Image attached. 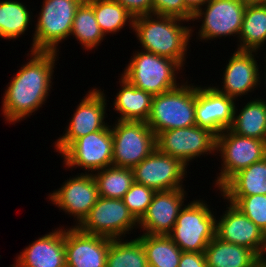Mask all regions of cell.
<instances>
[{
    "mask_svg": "<svg viewBox=\"0 0 266 267\" xmlns=\"http://www.w3.org/2000/svg\"><path fill=\"white\" fill-rule=\"evenodd\" d=\"M57 52L31 51L30 61L9 82L2 104V114L9 123L32 115L46 101L52 87Z\"/></svg>",
    "mask_w": 266,
    "mask_h": 267,
    "instance_id": "6da1fadb",
    "label": "cell"
},
{
    "mask_svg": "<svg viewBox=\"0 0 266 267\" xmlns=\"http://www.w3.org/2000/svg\"><path fill=\"white\" fill-rule=\"evenodd\" d=\"M154 16V18H153ZM185 19L149 14L134 18L133 31L142 45V50L177 61L184 66L187 45L192 29L181 26Z\"/></svg>",
    "mask_w": 266,
    "mask_h": 267,
    "instance_id": "7a4b0ae2",
    "label": "cell"
},
{
    "mask_svg": "<svg viewBox=\"0 0 266 267\" xmlns=\"http://www.w3.org/2000/svg\"><path fill=\"white\" fill-rule=\"evenodd\" d=\"M185 84L153 96L146 124L155 135L175 128L196 125L195 85Z\"/></svg>",
    "mask_w": 266,
    "mask_h": 267,
    "instance_id": "3957f363",
    "label": "cell"
},
{
    "mask_svg": "<svg viewBox=\"0 0 266 267\" xmlns=\"http://www.w3.org/2000/svg\"><path fill=\"white\" fill-rule=\"evenodd\" d=\"M129 62L121 75L152 96L179 86L175 74L182 66L177 61L142 50L135 53Z\"/></svg>",
    "mask_w": 266,
    "mask_h": 267,
    "instance_id": "277c9868",
    "label": "cell"
},
{
    "mask_svg": "<svg viewBox=\"0 0 266 267\" xmlns=\"http://www.w3.org/2000/svg\"><path fill=\"white\" fill-rule=\"evenodd\" d=\"M183 252H204L216 236V217L202 200H194L179 212L168 235Z\"/></svg>",
    "mask_w": 266,
    "mask_h": 267,
    "instance_id": "5b68a950",
    "label": "cell"
},
{
    "mask_svg": "<svg viewBox=\"0 0 266 267\" xmlns=\"http://www.w3.org/2000/svg\"><path fill=\"white\" fill-rule=\"evenodd\" d=\"M83 1L44 0L31 51L58 52V43L70 36L76 10Z\"/></svg>",
    "mask_w": 266,
    "mask_h": 267,
    "instance_id": "8992f818",
    "label": "cell"
},
{
    "mask_svg": "<svg viewBox=\"0 0 266 267\" xmlns=\"http://www.w3.org/2000/svg\"><path fill=\"white\" fill-rule=\"evenodd\" d=\"M111 127L112 166L133 168L156 149V135L145 121L118 120Z\"/></svg>",
    "mask_w": 266,
    "mask_h": 267,
    "instance_id": "52a82bcc",
    "label": "cell"
},
{
    "mask_svg": "<svg viewBox=\"0 0 266 267\" xmlns=\"http://www.w3.org/2000/svg\"><path fill=\"white\" fill-rule=\"evenodd\" d=\"M222 167L216 179L220 190L235 174L266 157V141L233 133L230 129L216 135V152Z\"/></svg>",
    "mask_w": 266,
    "mask_h": 267,
    "instance_id": "ba28073f",
    "label": "cell"
},
{
    "mask_svg": "<svg viewBox=\"0 0 266 267\" xmlns=\"http://www.w3.org/2000/svg\"><path fill=\"white\" fill-rule=\"evenodd\" d=\"M156 148L188 166L192 159L216 151V134L197 125L175 128L156 135Z\"/></svg>",
    "mask_w": 266,
    "mask_h": 267,
    "instance_id": "9c48e42d",
    "label": "cell"
},
{
    "mask_svg": "<svg viewBox=\"0 0 266 267\" xmlns=\"http://www.w3.org/2000/svg\"><path fill=\"white\" fill-rule=\"evenodd\" d=\"M134 225H138V220L122 199L99 197L89 214L77 227L88 234L119 239L133 230Z\"/></svg>",
    "mask_w": 266,
    "mask_h": 267,
    "instance_id": "30bf717a",
    "label": "cell"
},
{
    "mask_svg": "<svg viewBox=\"0 0 266 267\" xmlns=\"http://www.w3.org/2000/svg\"><path fill=\"white\" fill-rule=\"evenodd\" d=\"M246 5L241 0H209L204 9L200 8L193 14V21L204 18L198 37L207 41L228 35H238L239 38Z\"/></svg>",
    "mask_w": 266,
    "mask_h": 267,
    "instance_id": "8fae6325",
    "label": "cell"
},
{
    "mask_svg": "<svg viewBox=\"0 0 266 267\" xmlns=\"http://www.w3.org/2000/svg\"><path fill=\"white\" fill-rule=\"evenodd\" d=\"M111 126L76 139L61 155L68 168L95 172L112 166L113 137Z\"/></svg>",
    "mask_w": 266,
    "mask_h": 267,
    "instance_id": "7c38bea8",
    "label": "cell"
},
{
    "mask_svg": "<svg viewBox=\"0 0 266 267\" xmlns=\"http://www.w3.org/2000/svg\"><path fill=\"white\" fill-rule=\"evenodd\" d=\"M187 166L179 159L160 152L157 148L132 168L134 182L158 191L184 188Z\"/></svg>",
    "mask_w": 266,
    "mask_h": 267,
    "instance_id": "4fadbf2b",
    "label": "cell"
},
{
    "mask_svg": "<svg viewBox=\"0 0 266 267\" xmlns=\"http://www.w3.org/2000/svg\"><path fill=\"white\" fill-rule=\"evenodd\" d=\"M105 101V94L101 89L89 90L77 106L64 135L55 142L56 152L62 154L76 139L108 126L104 121L107 104Z\"/></svg>",
    "mask_w": 266,
    "mask_h": 267,
    "instance_id": "5bb4252c",
    "label": "cell"
},
{
    "mask_svg": "<svg viewBox=\"0 0 266 267\" xmlns=\"http://www.w3.org/2000/svg\"><path fill=\"white\" fill-rule=\"evenodd\" d=\"M58 190L49 194V200L65 213L73 215L78 226L89 214L99 198L96 181L93 175L85 172L69 178Z\"/></svg>",
    "mask_w": 266,
    "mask_h": 267,
    "instance_id": "9a60e30c",
    "label": "cell"
},
{
    "mask_svg": "<svg viewBox=\"0 0 266 267\" xmlns=\"http://www.w3.org/2000/svg\"><path fill=\"white\" fill-rule=\"evenodd\" d=\"M234 100L213 86L195 87L196 125L208 128L216 135L229 129L233 122Z\"/></svg>",
    "mask_w": 266,
    "mask_h": 267,
    "instance_id": "2e32d148",
    "label": "cell"
},
{
    "mask_svg": "<svg viewBox=\"0 0 266 267\" xmlns=\"http://www.w3.org/2000/svg\"><path fill=\"white\" fill-rule=\"evenodd\" d=\"M69 229V230H68ZM112 238L88 234L77 226L65 230L67 267H106Z\"/></svg>",
    "mask_w": 266,
    "mask_h": 267,
    "instance_id": "e0dca14e",
    "label": "cell"
},
{
    "mask_svg": "<svg viewBox=\"0 0 266 267\" xmlns=\"http://www.w3.org/2000/svg\"><path fill=\"white\" fill-rule=\"evenodd\" d=\"M228 205L222 218L216 220V236L222 241L247 247L265 258L266 234L237 207Z\"/></svg>",
    "mask_w": 266,
    "mask_h": 267,
    "instance_id": "ac0fdd59",
    "label": "cell"
},
{
    "mask_svg": "<svg viewBox=\"0 0 266 267\" xmlns=\"http://www.w3.org/2000/svg\"><path fill=\"white\" fill-rule=\"evenodd\" d=\"M184 194V188L156 192L146 213L138 221L143 234L169 235L184 206Z\"/></svg>",
    "mask_w": 266,
    "mask_h": 267,
    "instance_id": "d6986e66",
    "label": "cell"
},
{
    "mask_svg": "<svg viewBox=\"0 0 266 267\" xmlns=\"http://www.w3.org/2000/svg\"><path fill=\"white\" fill-rule=\"evenodd\" d=\"M258 51L238 50L233 53L224 70L222 90L214 87L218 92L228 97H237L252 92L260 85L259 65L252 53ZM260 80V81H259ZM260 82V83H259ZM246 93V94H245Z\"/></svg>",
    "mask_w": 266,
    "mask_h": 267,
    "instance_id": "ffe728a7",
    "label": "cell"
},
{
    "mask_svg": "<svg viewBox=\"0 0 266 267\" xmlns=\"http://www.w3.org/2000/svg\"><path fill=\"white\" fill-rule=\"evenodd\" d=\"M12 267H67L65 229L39 237L18 255Z\"/></svg>",
    "mask_w": 266,
    "mask_h": 267,
    "instance_id": "44dd1931",
    "label": "cell"
},
{
    "mask_svg": "<svg viewBox=\"0 0 266 267\" xmlns=\"http://www.w3.org/2000/svg\"><path fill=\"white\" fill-rule=\"evenodd\" d=\"M207 267H255L260 257L251 249L215 236L204 251Z\"/></svg>",
    "mask_w": 266,
    "mask_h": 267,
    "instance_id": "7402d4cb",
    "label": "cell"
},
{
    "mask_svg": "<svg viewBox=\"0 0 266 267\" xmlns=\"http://www.w3.org/2000/svg\"><path fill=\"white\" fill-rule=\"evenodd\" d=\"M121 89L114 100V110L121 114L117 120L147 121L153 96L138 89L121 75Z\"/></svg>",
    "mask_w": 266,
    "mask_h": 267,
    "instance_id": "603a6c76",
    "label": "cell"
},
{
    "mask_svg": "<svg viewBox=\"0 0 266 267\" xmlns=\"http://www.w3.org/2000/svg\"><path fill=\"white\" fill-rule=\"evenodd\" d=\"M220 191L222 196L266 195V157L239 171Z\"/></svg>",
    "mask_w": 266,
    "mask_h": 267,
    "instance_id": "cb8c5ba5",
    "label": "cell"
},
{
    "mask_svg": "<svg viewBox=\"0 0 266 267\" xmlns=\"http://www.w3.org/2000/svg\"><path fill=\"white\" fill-rule=\"evenodd\" d=\"M266 100L255 99L245 104L241 111L234 107L233 122L229 128L240 136L266 141ZM238 115H237V113Z\"/></svg>",
    "mask_w": 266,
    "mask_h": 267,
    "instance_id": "d4e9b609",
    "label": "cell"
},
{
    "mask_svg": "<svg viewBox=\"0 0 266 267\" xmlns=\"http://www.w3.org/2000/svg\"><path fill=\"white\" fill-rule=\"evenodd\" d=\"M238 50L257 51L266 41V3H247Z\"/></svg>",
    "mask_w": 266,
    "mask_h": 267,
    "instance_id": "484cf974",
    "label": "cell"
},
{
    "mask_svg": "<svg viewBox=\"0 0 266 267\" xmlns=\"http://www.w3.org/2000/svg\"><path fill=\"white\" fill-rule=\"evenodd\" d=\"M142 242L148 262V267H179L182 250L168 235L138 236Z\"/></svg>",
    "mask_w": 266,
    "mask_h": 267,
    "instance_id": "4316f807",
    "label": "cell"
},
{
    "mask_svg": "<svg viewBox=\"0 0 266 267\" xmlns=\"http://www.w3.org/2000/svg\"><path fill=\"white\" fill-rule=\"evenodd\" d=\"M99 197L122 199L134 183L131 168L109 166L92 173Z\"/></svg>",
    "mask_w": 266,
    "mask_h": 267,
    "instance_id": "83f0119b",
    "label": "cell"
},
{
    "mask_svg": "<svg viewBox=\"0 0 266 267\" xmlns=\"http://www.w3.org/2000/svg\"><path fill=\"white\" fill-rule=\"evenodd\" d=\"M70 35H74L87 50L96 48L105 39L97 23L93 6L87 0L76 10Z\"/></svg>",
    "mask_w": 266,
    "mask_h": 267,
    "instance_id": "f1b7e54d",
    "label": "cell"
},
{
    "mask_svg": "<svg viewBox=\"0 0 266 267\" xmlns=\"http://www.w3.org/2000/svg\"><path fill=\"white\" fill-rule=\"evenodd\" d=\"M106 267H148L146 251L138 239H112L107 253Z\"/></svg>",
    "mask_w": 266,
    "mask_h": 267,
    "instance_id": "f546056e",
    "label": "cell"
},
{
    "mask_svg": "<svg viewBox=\"0 0 266 267\" xmlns=\"http://www.w3.org/2000/svg\"><path fill=\"white\" fill-rule=\"evenodd\" d=\"M92 6L97 23L104 34L120 31L127 23L133 28L134 17L116 0H87Z\"/></svg>",
    "mask_w": 266,
    "mask_h": 267,
    "instance_id": "4dcf8cb0",
    "label": "cell"
},
{
    "mask_svg": "<svg viewBox=\"0 0 266 267\" xmlns=\"http://www.w3.org/2000/svg\"><path fill=\"white\" fill-rule=\"evenodd\" d=\"M31 14L21 2L0 1V37L16 39L27 30Z\"/></svg>",
    "mask_w": 266,
    "mask_h": 267,
    "instance_id": "1f68e13d",
    "label": "cell"
},
{
    "mask_svg": "<svg viewBox=\"0 0 266 267\" xmlns=\"http://www.w3.org/2000/svg\"><path fill=\"white\" fill-rule=\"evenodd\" d=\"M266 234V195L223 196Z\"/></svg>",
    "mask_w": 266,
    "mask_h": 267,
    "instance_id": "d6a6232c",
    "label": "cell"
},
{
    "mask_svg": "<svg viewBox=\"0 0 266 267\" xmlns=\"http://www.w3.org/2000/svg\"><path fill=\"white\" fill-rule=\"evenodd\" d=\"M155 193V190L134 182L131 188L123 196L122 201L133 216L139 221L146 213Z\"/></svg>",
    "mask_w": 266,
    "mask_h": 267,
    "instance_id": "836d02e7",
    "label": "cell"
},
{
    "mask_svg": "<svg viewBox=\"0 0 266 267\" xmlns=\"http://www.w3.org/2000/svg\"><path fill=\"white\" fill-rule=\"evenodd\" d=\"M153 14L191 21L194 13L185 5L184 0H153Z\"/></svg>",
    "mask_w": 266,
    "mask_h": 267,
    "instance_id": "e575fe53",
    "label": "cell"
},
{
    "mask_svg": "<svg viewBox=\"0 0 266 267\" xmlns=\"http://www.w3.org/2000/svg\"><path fill=\"white\" fill-rule=\"evenodd\" d=\"M134 18L153 14V0H116Z\"/></svg>",
    "mask_w": 266,
    "mask_h": 267,
    "instance_id": "d590c367",
    "label": "cell"
},
{
    "mask_svg": "<svg viewBox=\"0 0 266 267\" xmlns=\"http://www.w3.org/2000/svg\"><path fill=\"white\" fill-rule=\"evenodd\" d=\"M179 267H207L204 252H182Z\"/></svg>",
    "mask_w": 266,
    "mask_h": 267,
    "instance_id": "8d00e7d4",
    "label": "cell"
},
{
    "mask_svg": "<svg viewBox=\"0 0 266 267\" xmlns=\"http://www.w3.org/2000/svg\"><path fill=\"white\" fill-rule=\"evenodd\" d=\"M209 0H184L185 5L193 12L195 13L198 9H200L202 6L208 2Z\"/></svg>",
    "mask_w": 266,
    "mask_h": 267,
    "instance_id": "74e56055",
    "label": "cell"
},
{
    "mask_svg": "<svg viewBox=\"0 0 266 267\" xmlns=\"http://www.w3.org/2000/svg\"><path fill=\"white\" fill-rule=\"evenodd\" d=\"M255 267H266V258H260L255 264Z\"/></svg>",
    "mask_w": 266,
    "mask_h": 267,
    "instance_id": "f35d334b",
    "label": "cell"
},
{
    "mask_svg": "<svg viewBox=\"0 0 266 267\" xmlns=\"http://www.w3.org/2000/svg\"><path fill=\"white\" fill-rule=\"evenodd\" d=\"M244 1L246 3H261L264 2V0H241Z\"/></svg>",
    "mask_w": 266,
    "mask_h": 267,
    "instance_id": "ab89813d",
    "label": "cell"
},
{
    "mask_svg": "<svg viewBox=\"0 0 266 267\" xmlns=\"http://www.w3.org/2000/svg\"><path fill=\"white\" fill-rule=\"evenodd\" d=\"M266 58V57H265ZM265 62H266V60H265ZM265 70H266V68H265ZM266 84V73H265V81H264V85Z\"/></svg>",
    "mask_w": 266,
    "mask_h": 267,
    "instance_id": "60d3db41",
    "label": "cell"
}]
</instances>
